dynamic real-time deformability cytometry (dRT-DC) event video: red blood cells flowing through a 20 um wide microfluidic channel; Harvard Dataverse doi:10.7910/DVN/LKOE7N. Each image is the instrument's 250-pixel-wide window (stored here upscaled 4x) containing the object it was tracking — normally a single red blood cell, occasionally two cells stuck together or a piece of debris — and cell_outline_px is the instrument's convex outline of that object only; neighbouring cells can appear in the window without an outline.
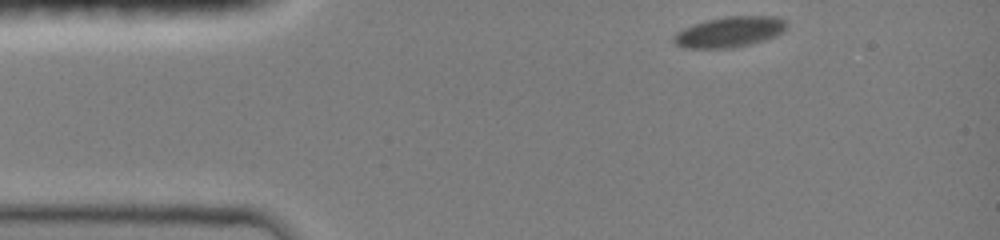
{"species": "common noctule bat (a hibernating species)", "species_latin": "Nyctalus noctula", "temperature_condition": "room temperature", "stored_images_in_passage": 17, "camera_frame_rate_fps": 3000, "um_per_image_px": 0.085, "animal": {"sex": "female", "body_mass_g": 19.0, "forearm_length_mm": 51.5}, "frame": {"image": 1, "passage_image": 1, "time_ms": 0.0, "image_size_px": [1000, 240], "cell_outline_px": [[784, 28], [776, 36], [764, 40], [732, 48], [684, 48], [676, 44], [672, 40], [672, 36], [676, 32], [684, 28], [708, 20], [724, 16], [776, 16], [784, 20]], "centroid_in_image_um": [61.96, 2.72], "position_along_channel_um": 23.0, "area_um2": 19.83}}
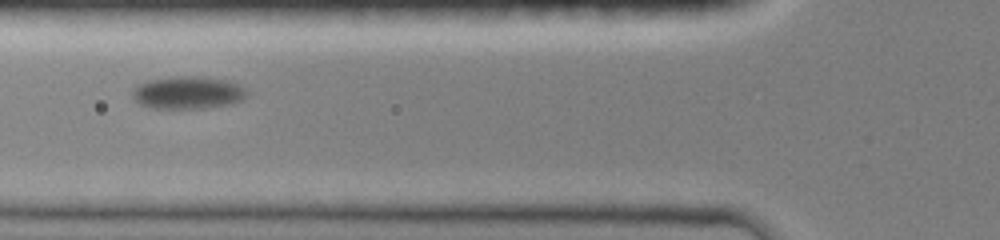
{"frame": {"image": 2, "passage_image": 10, "time_ms": 3.0, "image_size_px": [1000, 240], "cell_outline_px": [[244, 96], [240, 100], [228, 104], [200, 108], [152, 108], [140, 104], [132, 96], [132, 88], [136, 84], [148, 80], [176, 76], [196, 76], [228, 80], [240, 84], [244, 88]], "centroid_in_image_um": [15.9, 7.85], "position_along_channel_um": 109.9, "area_um2": 21.56}}
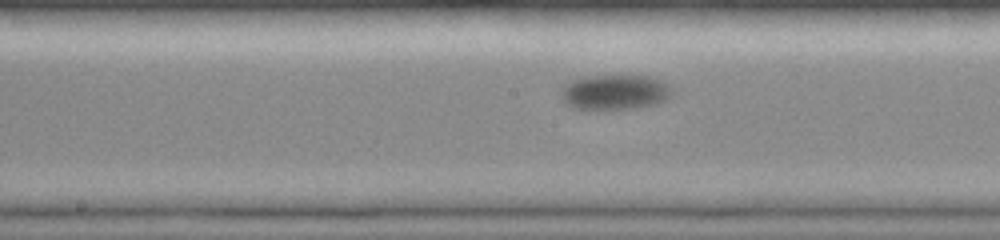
{"frame": {"image": 3, "passage_image": 15, "time_ms": 4.667, "image_size_px": [1000, 240], "cell_outline_px": [[672, 92], [668, 100], [656, 104], [640, 108], [572, 108], [560, 96], [560, 92], [564, 84], [572, 80], [588, 76], [648, 76], [660, 80], [668, 84], [672, 88]], "centroid_in_image_um": [52.29, 7.83], "position_along_channel_um": 195.9, "area_um2": 22.54}}